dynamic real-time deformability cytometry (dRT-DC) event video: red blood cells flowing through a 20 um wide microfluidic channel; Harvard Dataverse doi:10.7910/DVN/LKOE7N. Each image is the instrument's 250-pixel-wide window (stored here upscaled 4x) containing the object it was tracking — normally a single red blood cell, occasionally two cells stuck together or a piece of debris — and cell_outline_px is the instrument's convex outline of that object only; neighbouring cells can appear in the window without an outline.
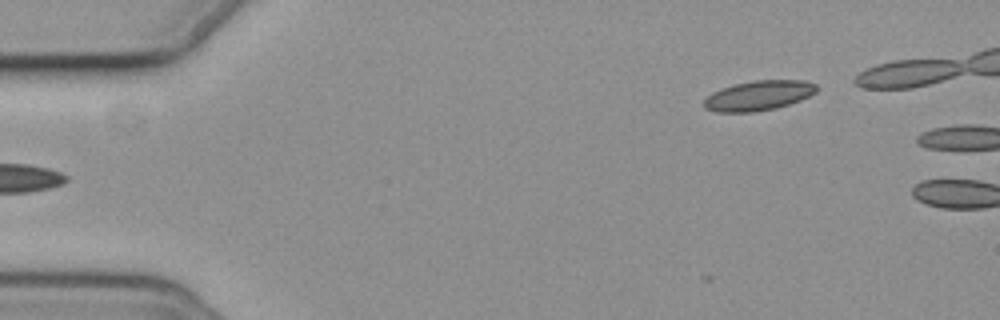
{"species": "common noctule bat (a hibernating species)", "species_latin": "Nyctalus noctula", "temperature_condition": "cold", "stored_images_in_passage": 2, "camera_frame_rate_fps": 3000, "um_per_image_px": 0.085, "animal": {"sex": "female", "body_mass_g": 19.3, "forearm_length_mm": 54.1}, "frame": {"image": 1, "passage_image": 2, "time_ms": 0.333, "image_size_px": [1000, 320], "cell_outline_px": [[816, 92], [800, 100], [776, 108], [752, 112], [716, 112], [704, 108], [704, 100], [712, 92], [720, 88], [732, 84], [752, 80], [804, 80], [816, 84]], "centroid_in_image_um": [64.44, 8.11], "position_along_channel_um": 20.6, "area_um2": 19.65}}